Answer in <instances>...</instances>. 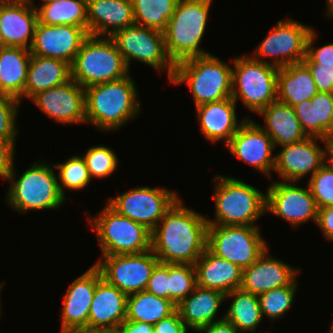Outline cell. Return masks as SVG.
Returning <instances> with one entry per match:
<instances>
[{
    "mask_svg": "<svg viewBox=\"0 0 333 333\" xmlns=\"http://www.w3.org/2000/svg\"><path fill=\"white\" fill-rule=\"evenodd\" d=\"M329 331H330V333H333V321L331 323V330H329Z\"/></svg>",
    "mask_w": 333,
    "mask_h": 333,
    "instance_id": "91938a15",
    "label": "cell"
},
{
    "mask_svg": "<svg viewBox=\"0 0 333 333\" xmlns=\"http://www.w3.org/2000/svg\"><path fill=\"white\" fill-rule=\"evenodd\" d=\"M28 0H0V6L1 5H18L21 3H25Z\"/></svg>",
    "mask_w": 333,
    "mask_h": 333,
    "instance_id": "816d5d0a",
    "label": "cell"
},
{
    "mask_svg": "<svg viewBox=\"0 0 333 333\" xmlns=\"http://www.w3.org/2000/svg\"><path fill=\"white\" fill-rule=\"evenodd\" d=\"M33 3L28 0L18 5L0 6V32L6 46L31 48L38 23Z\"/></svg>",
    "mask_w": 333,
    "mask_h": 333,
    "instance_id": "cb8c5ba5",
    "label": "cell"
},
{
    "mask_svg": "<svg viewBox=\"0 0 333 333\" xmlns=\"http://www.w3.org/2000/svg\"><path fill=\"white\" fill-rule=\"evenodd\" d=\"M259 231L255 226L208 225L207 248L244 269L268 249Z\"/></svg>",
    "mask_w": 333,
    "mask_h": 333,
    "instance_id": "30bf717a",
    "label": "cell"
},
{
    "mask_svg": "<svg viewBox=\"0 0 333 333\" xmlns=\"http://www.w3.org/2000/svg\"><path fill=\"white\" fill-rule=\"evenodd\" d=\"M120 333H154L151 323L125 320L118 328Z\"/></svg>",
    "mask_w": 333,
    "mask_h": 333,
    "instance_id": "681fc988",
    "label": "cell"
},
{
    "mask_svg": "<svg viewBox=\"0 0 333 333\" xmlns=\"http://www.w3.org/2000/svg\"><path fill=\"white\" fill-rule=\"evenodd\" d=\"M168 299L176 306L197 286L195 265L168 263Z\"/></svg>",
    "mask_w": 333,
    "mask_h": 333,
    "instance_id": "8d00e7d4",
    "label": "cell"
},
{
    "mask_svg": "<svg viewBox=\"0 0 333 333\" xmlns=\"http://www.w3.org/2000/svg\"><path fill=\"white\" fill-rule=\"evenodd\" d=\"M168 263L159 262L152 271L146 291L168 299Z\"/></svg>",
    "mask_w": 333,
    "mask_h": 333,
    "instance_id": "ee69618b",
    "label": "cell"
},
{
    "mask_svg": "<svg viewBox=\"0 0 333 333\" xmlns=\"http://www.w3.org/2000/svg\"><path fill=\"white\" fill-rule=\"evenodd\" d=\"M311 71L304 62L278 69L277 100L291 107L312 99L318 93Z\"/></svg>",
    "mask_w": 333,
    "mask_h": 333,
    "instance_id": "f546056e",
    "label": "cell"
},
{
    "mask_svg": "<svg viewBox=\"0 0 333 333\" xmlns=\"http://www.w3.org/2000/svg\"><path fill=\"white\" fill-rule=\"evenodd\" d=\"M102 279L100 270L93 264L77 277L64 295L61 333L88 332V316L96 284Z\"/></svg>",
    "mask_w": 333,
    "mask_h": 333,
    "instance_id": "e0dca14e",
    "label": "cell"
},
{
    "mask_svg": "<svg viewBox=\"0 0 333 333\" xmlns=\"http://www.w3.org/2000/svg\"><path fill=\"white\" fill-rule=\"evenodd\" d=\"M197 286L223 294L240 288L243 269L206 248L195 263Z\"/></svg>",
    "mask_w": 333,
    "mask_h": 333,
    "instance_id": "484cf974",
    "label": "cell"
},
{
    "mask_svg": "<svg viewBox=\"0 0 333 333\" xmlns=\"http://www.w3.org/2000/svg\"><path fill=\"white\" fill-rule=\"evenodd\" d=\"M294 111L307 137L326 140L333 123V93L318 92L296 105Z\"/></svg>",
    "mask_w": 333,
    "mask_h": 333,
    "instance_id": "4dcf8cb0",
    "label": "cell"
},
{
    "mask_svg": "<svg viewBox=\"0 0 333 333\" xmlns=\"http://www.w3.org/2000/svg\"><path fill=\"white\" fill-rule=\"evenodd\" d=\"M111 38L128 69L135 59L158 70L167 69L168 78L173 79L175 64L167 54L162 31L134 24L117 31Z\"/></svg>",
    "mask_w": 333,
    "mask_h": 333,
    "instance_id": "8fae6325",
    "label": "cell"
},
{
    "mask_svg": "<svg viewBox=\"0 0 333 333\" xmlns=\"http://www.w3.org/2000/svg\"><path fill=\"white\" fill-rule=\"evenodd\" d=\"M171 82L189 86L195 107L221 101L231 98L232 67L212 54L192 57L175 64Z\"/></svg>",
    "mask_w": 333,
    "mask_h": 333,
    "instance_id": "5b68a950",
    "label": "cell"
},
{
    "mask_svg": "<svg viewBox=\"0 0 333 333\" xmlns=\"http://www.w3.org/2000/svg\"><path fill=\"white\" fill-rule=\"evenodd\" d=\"M87 18L89 35L101 37L135 24L131 0H87Z\"/></svg>",
    "mask_w": 333,
    "mask_h": 333,
    "instance_id": "603a6c76",
    "label": "cell"
},
{
    "mask_svg": "<svg viewBox=\"0 0 333 333\" xmlns=\"http://www.w3.org/2000/svg\"><path fill=\"white\" fill-rule=\"evenodd\" d=\"M236 102L231 98L196 106L200 129L210 142L225 140V145L236 134L245 120L236 118Z\"/></svg>",
    "mask_w": 333,
    "mask_h": 333,
    "instance_id": "d4e9b609",
    "label": "cell"
},
{
    "mask_svg": "<svg viewBox=\"0 0 333 333\" xmlns=\"http://www.w3.org/2000/svg\"><path fill=\"white\" fill-rule=\"evenodd\" d=\"M322 141L326 146L321 149L316 141ZM282 150L274 155L275 172L283 181L297 182L305 175L315 174L328 158V143L321 138L306 137L304 140L281 146Z\"/></svg>",
    "mask_w": 333,
    "mask_h": 333,
    "instance_id": "2e32d148",
    "label": "cell"
},
{
    "mask_svg": "<svg viewBox=\"0 0 333 333\" xmlns=\"http://www.w3.org/2000/svg\"><path fill=\"white\" fill-rule=\"evenodd\" d=\"M88 219L95 229L103 256L138 254L151 249V231L119 214L108 203L100 216Z\"/></svg>",
    "mask_w": 333,
    "mask_h": 333,
    "instance_id": "9c48e42d",
    "label": "cell"
},
{
    "mask_svg": "<svg viewBox=\"0 0 333 333\" xmlns=\"http://www.w3.org/2000/svg\"><path fill=\"white\" fill-rule=\"evenodd\" d=\"M15 168L9 175V190L7 204L19 212L31 210L56 209L65 200L58 186V178L52 166L43 163H33L32 167L15 180Z\"/></svg>",
    "mask_w": 333,
    "mask_h": 333,
    "instance_id": "52a82bcc",
    "label": "cell"
},
{
    "mask_svg": "<svg viewBox=\"0 0 333 333\" xmlns=\"http://www.w3.org/2000/svg\"><path fill=\"white\" fill-rule=\"evenodd\" d=\"M30 49L6 46L0 51V93L24 98V87L30 62Z\"/></svg>",
    "mask_w": 333,
    "mask_h": 333,
    "instance_id": "1f68e13d",
    "label": "cell"
},
{
    "mask_svg": "<svg viewBox=\"0 0 333 333\" xmlns=\"http://www.w3.org/2000/svg\"><path fill=\"white\" fill-rule=\"evenodd\" d=\"M5 47H6V44L4 43L1 32H0V51Z\"/></svg>",
    "mask_w": 333,
    "mask_h": 333,
    "instance_id": "6f0895ef",
    "label": "cell"
},
{
    "mask_svg": "<svg viewBox=\"0 0 333 333\" xmlns=\"http://www.w3.org/2000/svg\"><path fill=\"white\" fill-rule=\"evenodd\" d=\"M178 199L151 231V250L161 263L191 264L207 248L208 222Z\"/></svg>",
    "mask_w": 333,
    "mask_h": 333,
    "instance_id": "6da1fadb",
    "label": "cell"
},
{
    "mask_svg": "<svg viewBox=\"0 0 333 333\" xmlns=\"http://www.w3.org/2000/svg\"><path fill=\"white\" fill-rule=\"evenodd\" d=\"M1 288H2V285H0V290H1ZM0 309H1V301H0ZM1 311V310H0ZM1 314V313H0Z\"/></svg>",
    "mask_w": 333,
    "mask_h": 333,
    "instance_id": "94428289",
    "label": "cell"
},
{
    "mask_svg": "<svg viewBox=\"0 0 333 333\" xmlns=\"http://www.w3.org/2000/svg\"><path fill=\"white\" fill-rule=\"evenodd\" d=\"M327 2V9H326V16H330L331 18H333V0H326Z\"/></svg>",
    "mask_w": 333,
    "mask_h": 333,
    "instance_id": "f5cc1de1",
    "label": "cell"
},
{
    "mask_svg": "<svg viewBox=\"0 0 333 333\" xmlns=\"http://www.w3.org/2000/svg\"><path fill=\"white\" fill-rule=\"evenodd\" d=\"M328 144H333V123L330 131L327 133V138L325 140Z\"/></svg>",
    "mask_w": 333,
    "mask_h": 333,
    "instance_id": "11a10c76",
    "label": "cell"
},
{
    "mask_svg": "<svg viewBox=\"0 0 333 333\" xmlns=\"http://www.w3.org/2000/svg\"><path fill=\"white\" fill-rule=\"evenodd\" d=\"M136 25L164 31L178 0H131Z\"/></svg>",
    "mask_w": 333,
    "mask_h": 333,
    "instance_id": "d590c367",
    "label": "cell"
},
{
    "mask_svg": "<svg viewBox=\"0 0 333 333\" xmlns=\"http://www.w3.org/2000/svg\"><path fill=\"white\" fill-rule=\"evenodd\" d=\"M88 36V31L82 27L37 23L30 53L66 61L71 65Z\"/></svg>",
    "mask_w": 333,
    "mask_h": 333,
    "instance_id": "ac0fdd59",
    "label": "cell"
},
{
    "mask_svg": "<svg viewBox=\"0 0 333 333\" xmlns=\"http://www.w3.org/2000/svg\"><path fill=\"white\" fill-rule=\"evenodd\" d=\"M177 310L169 299L157 297L146 290L128 295L126 320L156 324Z\"/></svg>",
    "mask_w": 333,
    "mask_h": 333,
    "instance_id": "836d02e7",
    "label": "cell"
},
{
    "mask_svg": "<svg viewBox=\"0 0 333 333\" xmlns=\"http://www.w3.org/2000/svg\"><path fill=\"white\" fill-rule=\"evenodd\" d=\"M296 279L288 286H282L258 296L263 317L271 320L283 317L291 307L296 292Z\"/></svg>",
    "mask_w": 333,
    "mask_h": 333,
    "instance_id": "f35d334b",
    "label": "cell"
},
{
    "mask_svg": "<svg viewBox=\"0 0 333 333\" xmlns=\"http://www.w3.org/2000/svg\"><path fill=\"white\" fill-rule=\"evenodd\" d=\"M59 169L58 183L61 194L65 197V189L80 190L88 186L91 181L89 170L85 160L81 156H73L64 163L53 165Z\"/></svg>",
    "mask_w": 333,
    "mask_h": 333,
    "instance_id": "74e56055",
    "label": "cell"
},
{
    "mask_svg": "<svg viewBox=\"0 0 333 333\" xmlns=\"http://www.w3.org/2000/svg\"><path fill=\"white\" fill-rule=\"evenodd\" d=\"M312 28L291 19L278 21L269 34L258 45L254 59L277 68L303 62L306 57V42ZM274 56L268 62L263 58ZM263 57V58H262Z\"/></svg>",
    "mask_w": 333,
    "mask_h": 333,
    "instance_id": "5bb4252c",
    "label": "cell"
},
{
    "mask_svg": "<svg viewBox=\"0 0 333 333\" xmlns=\"http://www.w3.org/2000/svg\"><path fill=\"white\" fill-rule=\"evenodd\" d=\"M178 199L177 193L172 190L138 187L110 198L108 204L119 214L152 231Z\"/></svg>",
    "mask_w": 333,
    "mask_h": 333,
    "instance_id": "4fadbf2b",
    "label": "cell"
},
{
    "mask_svg": "<svg viewBox=\"0 0 333 333\" xmlns=\"http://www.w3.org/2000/svg\"><path fill=\"white\" fill-rule=\"evenodd\" d=\"M15 142L0 139V176L7 180L14 165Z\"/></svg>",
    "mask_w": 333,
    "mask_h": 333,
    "instance_id": "7dc6e473",
    "label": "cell"
},
{
    "mask_svg": "<svg viewBox=\"0 0 333 333\" xmlns=\"http://www.w3.org/2000/svg\"><path fill=\"white\" fill-rule=\"evenodd\" d=\"M258 114L264 116L266 127L261 128L272 138L274 147L296 143L307 137L294 108L284 102L275 100Z\"/></svg>",
    "mask_w": 333,
    "mask_h": 333,
    "instance_id": "83f0119b",
    "label": "cell"
},
{
    "mask_svg": "<svg viewBox=\"0 0 333 333\" xmlns=\"http://www.w3.org/2000/svg\"><path fill=\"white\" fill-rule=\"evenodd\" d=\"M128 295L103 278L96 284L88 316V331L118 330L126 320Z\"/></svg>",
    "mask_w": 333,
    "mask_h": 333,
    "instance_id": "44dd1931",
    "label": "cell"
},
{
    "mask_svg": "<svg viewBox=\"0 0 333 333\" xmlns=\"http://www.w3.org/2000/svg\"><path fill=\"white\" fill-rule=\"evenodd\" d=\"M70 79L71 68L66 61L31 54L24 97L32 98L37 93L65 84Z\"/></svg>",
    "mask_w": 333,
    "mask_h": 333,
    "instance_id": "f1b7e54d",
    "label": "cell"
},
{
    "mask_svg": "<svg viewBox=\"0 0 333 333\" xmlns=\"http://www.w3.org/2000/svg\"><path fill=\"white\" fill-rule=\"evenodd\" d=\"M311 71L312 78L315 81L319 92L333 93V67L313 63L307 56L303 59Z\"/></svg>",
    "mask_w": 333,
    "mask_h": 333,
    "instance_id": "7bdbcfd3",
    "label": "cell"
},
{
    "mask_svg": "<svg viewBox=\"0 0 333 333\" xmlns=\"http://www.w3.org/2000/svg\"><path fill=\"white\" fill-rule=\"evenodd\" d=\"M154 326V333H187L188 327L176 310L170 316L161 319Z\"/></svg>",
    "mask_w": 333,
    "mask_h": 333,
    "instance_id": "bcb514c9",
    "label": "cell"
},
{
    "mask_svg": "<svg viewBox=\"0 0 333 333\" xmlns=\"http://www.w3.org/2000/svg\"><path fill=\"white\" fill-rule=\"evenodd\" d=\"M94 265L102 278L127 295L145 291L155 266L160 262L150 249L138 254L108 255Z\"/></svg>",
    "mask_w": 333,
    "mask_h": 333,
    "instance_id": "7c38bea8",
    "label": "cell"
},
{
    "mask_svg": "<svg viewBox=\"0 0 333 333\" xmlns=\"http://www.w3.org/2000/svg\"><path fill=\"white\" fill-rule=\"evenodd\" d=\"M232 61L231 97L235 102L241 99L247 109L258 114L277 100L279 68L248 55L235 57Z\"/></svg>",
    "mask_w": 333,
    "mask_h": 333,
    "instance_id": "ba28073f",
    "label": "cell"
},
{
    "mask_svg": "<svg viewBox=\"0 0 333 333\" xmlns=\"http://www.w3.org/2000/svg\"><path fill=\"white\" fill-rule=\"evenodd\" d=\"M308 186L318 209L333 206V164L326 162L310 177Z\"/></svg>",
    "mask_w": 333,
    "mask_h": 333,
    "instance_id": "60d3db41",
    "label": "cell"
},
{
    "mask_svg": "<svg viewBox=\"0 0 333 333\" xmlns=\"http://www.w3.org/2000/svg\"><path fill=\"white\" fill-rule=\"evenodd\" d=\"M49 118L58 123L86 122L85 88L70 79L31 98Z\"/></svg>",
    "mask_w": 333,
    "mask_h": 333,
    "instance_id": "d6986e66",
    "label": "cell"
},
{
    "mask_svg": "<svg viewBox=\"0 0 333 333\" xmlns=\"http://www.w3.org/2000/svg\"><path fill=\"white\" fill-rule=\"evenodd\" d=\"M130 73L120 79L85 88L86 122L101 131L116 130L140 112Z\"/></svg>",
    "mask_w": 333,
    "mask_h": 333,
    "instance_id": "7a4b0ae2",
    "label": "cell"
},
{
    "mask_svg": "<svg viewBox=\"0 0 333 333\" xmlns=\"http://www.w3.org/2000/svg\"><path fill=\"white\" fill-rule=\"evenodd\" d=\"M56 1H60V0H44L43 4L51 3V2H56Z\"/></svg>",
    "mask_w": 333,
    "mask_h": 333,
    "instance_id": "680465c9",
    "label": "cell"
},
{
    "mask_svg": "<svg viewBox=\"0 0 333 333\" xmlns=\"http://www.w3.org/2000/svg\"><path fill=\"white\" fill-rule=\"evenodd\" d=\"M316 224L327 240L333 241V206L318 209Z\"/></svg>",
    "mask_w": 333,
    "mask_h": 333,
    "instance_id": "c3c4849f",
    "label": "cell"
},
{
    "mask_svg": "<svg viewBox=\"0 0 333 333\" xmlns=\"http://www.w3.org/2000/svg\"><path fill=\"white\" fill-rule=\"evenodd\" d=\"M38 23L72 25L88 31L87 0H60L36 7Z\"/></svg>",
    "mask_w": 333,
    "mask_h": 333,
    "instance_id": "e575fe53",
    "label": "cell"
},
{
    "mask_svg": "<svg viewBox=\"0 0 333 333\" xmlns=\"http://www.w3.org/2000/svg\"><path fill=\"white\" fill-rule=\"evenodd\" d=\"M71 79L83 88L123 78L129 69L111 37L89 35L70 65Z\"/></svg>",
    "mask_w": 333,
    "mask_h": 333,
    "instance_id": "8992f818",
    "label": "cell"
},
{
    "mask_svg": "<svg viewBox=\"0 0 333 333\" xmlns=\"http://www.w3.org/2000/svg\"><path fill=\"white\" fill-rule=\"evenodd\" d=\"M328 161L333 164V144H328Z\"/></svg>",
    "mask_w": 333,
    "mask_h": 333,
    "instance_id": "db71d44e",
    "label": "cell"
},
{
    "mask_svg": "<svg viewBox=\"0 0 333 333\" xmlns=\"http://www.w3.org/2000/svg\"><path fill=\"white\" fill-rule=\"evenodd\" d=\"M226 148L237 158L271 176L275 164L272 138L251 118H246Z\"/></svg>",
    "mask_w": 333,
    "mask_h": 333,
    "instance_id": "ffe728a7",
    "label": "cell"
},
{
    "mask_svg": "<svg viewBox=\"0 0 333 333\" xmlns=\"http://www.w3.org/2000/svg\"><path fill=\"white\" fill-rule=\"evenodd\" d=\"M215 184V219L208 225L255 226L266 212V194L233 177L217 175Z\"/></svg>",
    "mask_w": 333,
    "mask_h": 333,
    "instance_id": "277c9868",
    "label": "cell"
},
{
    "mask_svg": "<svg viewBox=\"0 0 333 333\" xmlns=\"http://www.w3.org/2000/svg\"><path fill=\"white\" fill-rule=\"evenodd\" d=\"M316 34L312 29L308 35L306 42V56L313 62L320 65L333 67V43L314 48L312 45L315 42Z\"/></svg>",
    "mask_w": 333,
    "mask_h": 333,
    "instance_id": "f6af8a7d",
    "label": "cell"
},
{
    "mask_svg": "<svg viewBox=\"0 0 333 333\" xmlns=\"http://www.w3.org/2000/svg\"><path fill=\"white\" fill-rule=\"evenodd\" d=\"M234 297L224 317L238 330L242 332H254L263 319L257 295L235 289L225 295Z\"/></svg>",
    "mask_w": 333,
    "mask_h": 333,
    "instance_id": "d6a6232c",
    "label": "cell"
},
{
    "mask_svg": "<svg viewBox=\"0 0 333 333\" xmlns=\"http://www.w3.org/2000/svg\"><path fill=\"white\" fill-rule=\"evenodd\" d=\"M298 272L300 269L270 257L267 249L252 265L243 269L240 288L260 296L266 291L290 285Z\"/></svg>",
    "mask_w": 333,
    "mask_h": 333,
    "instance_id": "7402d4cb",
    "label": "cell"
},
{
    "mask_svg": "<svg viewBox=\"0 0 333 333\" xmlns=\"http://www.w3.org/2000/svg\"><path fill=\"white\" fill-rule=\"evenodd\" d=\"M80 333H120L118 330H105V331H88Z\"/></svg>",
    "mask_w": 333,
    "mask_h": 333,
    "instance_id": "9f6ffc18",
    "label": "cell"
},
{
    "mask_svg": "<svg viewBox=\"0 0 333 333\" xmlns=\"http://www.w3.org/2000/svg\"><path fill=\"white\" fill-rule=\"evenodd\" d=\"M212 0H178L163 31L165 47L174 64L210 53L199 48Z\"/></svg>",
    "mask_w": 333,
    "mask_h": 333,
    "instance_id": "3957f363",
    "label": "cell"
},
{
    "mask_svg": "<svg viewBox=\"0 0 333 333\" xmlns=\"http://www.w3.org/2000/svg\"><path fill=\"white\" fill-rule=\"evenodd\" d=\"M83 158L91 178H105L117 169V155L106 146L90 147Z\"/></svg>",
    "mask_w": 333,
    "mask_h": 333,
    "instance_id": "ab89813d",
    "label": "cell"
},
{
    "mask_svg": "<svg viewBox=\"0 0 333 333\" xmlns=\"http://www.w3.org/2000/svg\"><path fill=\"white\" fill-rule=\"evenodd\" d=\"M19 104L17 98L0 93V139L15 142L19 131L15 124Z\"/></svg>",
    "mask_w": 333,
    "mask_h": 333,
    "instance_id": "b9f144b4",
    "label": "cell"
},
{
    "mask_svg": "<svg viewBox=\"0 0 333 333\" xmlns=\"http://www.w3.org/2000/svg\"><path fill=\"white\" fill-rule=\"evenodd\" d=\"M199 332L205 333H238L239 331L226 319L214 321L210 325L202 328Z\"/></svg>",
    "mask_w": 333,
    "mask_h": 333,
    "instance_id": "f907efd6",
    "label": "cell"
},
{
    "mask_svg": "<svg viewBox=\"0 0 333 333\" xmlns=\"http://www.w3.org/2000/svg\"><path fill=\"white\" fill-rule=\"evenodd\" d=\"M225 299V294L219 291L196 286L193 292L176 307L186 326L199 332L214 321L225 318L214 319Z\"/></svg>",
    "mask_w": 333,
    "mask_h": 333,
    "instance_id": "4316f807",
    "label": "cell"
},
{
    "mask_svg": "<svg viewBox=\"0 0 333 333\" xmlns=\"http://www.w3.org/2000/svg\"><path fill=\"white\" fill-rule=\"evenodd\" d=\"M266 192V211L297 227L309 220L317 221L318 207L309 186L294 181L272 182Z\"/></svg>",
    "mask_w": 333,
    "mask_h": 333,
    "instance_id": "9a60e30c",
    "label": "cell"
}]
</instances>
